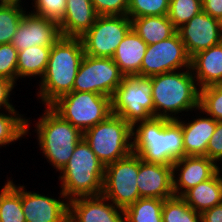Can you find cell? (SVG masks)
Instances as JSON below:
<instances>
[{"instance_id":"obj_1","label":"cell","mask_w":222,"mask_h":222,"mask_svg":"<svg viewBox=\"0 0 222 222\" xmlns=\"http://www.w3.org/2000/svg\"><path fill=\"white\" fill-rule=\"evenodd\" d=\"M85 55L81 38L60 37L51 47L46 71L37 88V99L50 106L60 97L73 91L74 80ZM41 102H40V100Z\"/></svg>"},{"instance_id":"obj_2","label":"cell","mask_w":222,"mask_h":222,"mask_svg":"<svg viewBox=\"0 0 222 222\" xmlns=\"http://www.w3.org/2000/svg\"><path fill=\"white\" fill-rule=\"evenodd\" d=\"M132 151L146 162L173 165L184 157L181 124L159 117L135 123L132 126Z\"/></svg>"},{"instance_id":"obj_3","label":"cell","mask_w":222,"mask_h":222,"mask_svg":"<svg viewBox=\"0 0 222 222\" xmlns=\"http://www.w3.org/2000/svg\"><path fill=\"white\" fill-rule=\"evenodd\" d=\"M150 79L154 117L177 120L184 115L189 117L199 108L200 88L191 68L153 75Z\"/></svg>"},{"instance_id":"obj_4","label":"cell","mask_w":222,"mask_h":222,"mask_svg":"<svg viewBox=\"0 0 222 222\" xmlns=\"http://www.w3.org/2000/svg\"><path fill=\"white\" fill-rule=\"evenodd\" d=\"M35 124L37 148L53 170L60 172L67 165L83 133L70 122L62 119L49 106H44ZM35 122V123H34Z\"/></svg>"},{"instance_id":"obj_5","label":"cell","mask_w":222,"mask_h":222,"mask_svg":"<svg viewBox=\"0 0 222 222\" xmlns=\"http://www.w3.org/2000/svg\"><path fill=\"white\" fill-rule=\"evenodd\" d=\"M105 165L82 138L67 165L60 171V190L68 199L102 194Z\"/></svg>"},{"instance_id":"obj_6","label":"cell","mask_w":222,"mask_h":222,"mask_svg":"<svg viewBox=\"0 0 222 222\" xmlns=\"http://www.w3.org/2000/svg\"><path fill=\"white\" fill-rule=\"evenodd\" d=\"M83 138L105 166L133 152L132 126L113 113L86 130Z\"/></svg>"},{"instance_id":"obj_7","label":"cell","mask_w":222,"mask_h":222,"mask_svg":"<svg viewBox=\"0 0 222 222\" xmlns=\"http://www.w3.org/2000/svg\"><path fill=\"white\" fill-rule=\"evenodd\" d=\"M49 107L82 133L112 114L111 98L93 92L72 91Z\"/></svg>"},{"instance_id":"obj_8","label":"cell","mask_w":222,"mask_h":222,"mask_svg":"<svg viewBox=\"0 0 222 222\" xmlns=\"http://www.w3.org/2000/svg\"><path fill=\"white\" fill-rule=\"evenodd\" d=\"M150 77L124 76L111 98L112 113L133 126L154 117Z\"/></svg>"},{"instance_id":"obj_9","label":"cell","mask_w":222,"mask_h":222,"mask_svg":"<svg viewBox=\"0 0 222 222\" xmlns=\"http://www.w3.org/2000/svg\"><path fill=\"white\" fill-rule=\"evenodd\" d=\"M138 173L139 155L133 152L106 165L102 195L121 209L135 203L141 198L137 187Z\"/></svg>"},{"instance_id":"obj_10","label":"cell","mask_w":222,"mask_h":222,"mask_svg":"<svg viewBox=\"0 0 222 222\" xmlns=\"http://www.w3.org/2000/svg\"><path fill=\"white\" fill-rule=\"evenodd\" d=\"M123 78L112 58L85 54L74 80L73 91L93 92L112 98Z\"/></svg>"},{"instance_id":"obj_11","label":"cell","mask_w":222,"mask_h":222,"mask_svg":"<svg viewBox=\"0 0 222 222\" xmlns=\"http://www.w3.org/2000/svg\"><path fill=\"white\" fill-rule=\"evenodd\" d=\"M131 28L132 21L127 15L97 16L92 27L80 37L85 54L112 58Z\"/></svg>"},{"instance_id":"obj_12","label":"cell","mask_w":222,"mask_h":222,"mask_svg":"<svg viewBox=\"0 0 222 222\" xmlns=\"http://www.w3.org/2000/svg\"><path fill=\"white\" fill-rule=\"evenodd\" d=\"M191 57L180 35L176 32L168 39L148 45L140 69V77L190 68Z\"/></svg>"},{"instance_id":"obj_13","label":"cell","mask_w":222,"mask_h":222,"mask_svg":"<svg viewBox=\"0 0 222 222\" xmlns=\"http://www.w3.org/2000/svg\"><path fill=\"white\" fill-rule=\"evenodd\" d=\"M22 185V209L26 222H68L69 200L61 192L59 197L39 191H29Z\"/></svg>"},{"instance_id":"obj_14","label":"cell","mask_w":222,"mask_h":222,"mask_svg":"<svg viewBox=\"0 0 222 222\" xmlns=\"http://www.w3.org/2000/svg\"><path fill=\"white\" fill-rule=\"evenodd\" d=\"M190 57L222 42V25L220 20L204 11L192 17L177 29Z\"/></svg>"},{"instance_id":"obj_15","label":"cell","mask_w":222,"mask_h":222,"mask_svg":"<svg viewBox=\"0 0 222 222\" xmlns=\"http://www.w3.org/2000/svg\"><path fill=\"white\" fill-rule=\"evenodd\" d=\"M60 37L57 22L26 11L11 44L21 51L31 46H52Z\"/></svg>"},{"instance_id":"obj_16","label":"cell","mask_w":222,"mask_h":222,"mask_svg":"<svg viewBox=\"0 0 222 222\" xmlns=\"http://www.w3.org/2000/svg\"><path fill=\"white\" fill-rule=\"evenodd\" d=\"M68 222H124V209L105 196H82L69 200Z\"/></svg>"},{"instance_id":"obj_17","label":"cell","mask_w":222,"mask_h":222,"mask_svg":"<svg viewBox=\"0 0 222 222\" xmlns=\"http://www.w3.org/2000/svg\"><path fill=\"white\" fill-rule=\"evenodd\" d=\"M172 167L174 196H182L218 172V165L207 156H184L177 159Z\"/></svg>"},{"instance_id":"obj_18","label":"cell","mask_w":222,"mask_h":222,"mask_svg":"<svg viewBox=\"0 0 222 222\" xmlns=\"http://www.w3.org/2000/svg\"><path fill=\"white\" fill-rule=\"evenodd\" d=\"M137 187L141 198L165 200L173 197L172 165L146 162L139 156Z\"/></svg>"},{"instance_id":"obj_19","label":"cell","mask_w":222,"mask_h":222,"mask_svg":"<svg viewBox=\"0 0 222 222\" xmlns=\"http://www.w3.org/2000/svg\"><path fill=\"white\" fill-rule=\"evenodd\" d=\"M194 113L195 116L193 114L186 120L177 119L183 134L184 156H206L207 145L216 129L217 121L200 108L195 109Z\"/></svg>"},{"instance_id":"obj_20","label":"cell","mask_w":222,"mask_h":222,"mask_svg":"<svg viewBox=\"0 0 222 222\" xmlns=\"http://www.w3.org/2000/svg\"><path fill=\"white\" fill-rule=\"evenodd\" d=\"M97 13L91 0H66V11L59 23L62 37H82L95 23Z\"/></svg>"},{"instance_id":"obj_21","label":"cell","mask_w":222,"mask_h":222,"mask_svg":"<svg viewBox=\"0 0 222 222\" xmlns=\"http://www.w3.org/2000/svg\"><path fill=\"white\" fill-rule=\"evenodd\" d=\"M190 68L199 88L222 84V42L192 56Z\"/></svg>"},{"instance_id":"obj_22","label":"cell","mask_w":222,"mask_h":222,"mask_svg":"<svg viewBox=\"0 0 222 222\" xmlns=\"http://www.w3.org/2000/svg\"><path fill=\"white\" fill-rule=\"evenodd\" d=\"M148 45L131 28L112 57L124 76H140L141 64Z\"/></svg>"},{"instance_id":"obj_23","label":"cell","mask_w":222,"mask_h":222,"mask_svg":"<svg viewBox=\"0 0 222 222\" xmlns=\"http://www.w3.org/2000/svg\"><path fill=\"white\" fill-rule=\"evenodd\" d=\"M181 197L199 214L222 203V179L219 173L190 188Z\"/></svg>"},{"instance_id":"obj_24","label":"cell","mask_w":222,"mask_h":222,"mask_svg":"<svg viewBox=\"0 0 222 222\" xmlns=\"http://www.w3.org/2000/svg\"><path fill=\"white\" fill-rule=\"evenodd\" d=\"M52 46H31L18 51L17 81L41 79L46 71ZM35 77V78H33Z\"/></svg>"},{"instance_id":"obj_25","label":"cell","mask_w":222,"mask_h":222,"mask_svg":"<svg viewBox=\"0 0 222 222\" xmlns=\"http://www.w3.org/2000/svg\"><path fill=\"white\" fill-rule=\"evenodd\" d=\"M131 21L133 30L147 45L168 39L177 32L167 15L139 17Z\"/></svg>"},{"instance_id":"obj_26","label":"cell","mask_w":222,"mask_h":222,"mask_svg":"<svg viewBox=\"0 0 222 222\" xmlns=\"http://www.w3.org/2000/svg\"><path fill=\"white\" fill-rule=\"evenodd\" d=\"M32 118L25 116V114H20L17 110H8L0 112V149L2 147L19 141L22 138H27L31 135L30 129ZM31 121V122H30ZM29 134V135H28Z\"/></svg>"},{"instance_id":"obj_27","label":"cell","mask_w":222,"mask_h":222,"mask_svg":"<svg viewBox=\"0 0 222 222\" xmlns=\"http://www.w3.org/2000/svg\"><path fill=\"white\" fill-rule=\"evenodd\" d=\"M164 200L139 198L124 209V222H162Z\"/></svg>"},{"instance_id":"obj_28","label":"cell","mask_w":222,"mask_h":222,"mask_svg":"<svg viewBox=\"0 0 222 222\" xmlns=\"http://www.w3.org/2000/svg\"><path fill=\"white\" fill-rule=\"evenodd\" d=\"M0 222H26L22 209V184L12 185L0 200Z\"/></svg>"},{"instance_id":"obj_29","label":"cell","mask_w":222,"mask_h":222,"mask_svg":"<svg viewBox=\"0 0 222 222\" xmlns=\"http://www.w3.org/2000/svg\"><path fill=\"white\" fill-rule=\"evenodd\" d=\"M162 222H202V216L194 211L181 196H173L164 200Z\"/></svg>"},{"instance_id":"obj_30","label":"cell","mask_w":222,"mask_h":222,"mask_svg":"<svg viewBox=\"0 0 222 222\" xmlns=\"http://www.w3.org/2000/svg\"><path fill=\"white\" fill-rule=\"evenodd\" d=\"M0 4V45L11 43L27 6Z\"/></svg>"},{"instance_id":"obj_31","label":"cell","mask_w":222,"mask_h":222,"mask_svg":"<svg viewBox=\"0 0 222 222\" xmlns=\"http://www.w3.org/2000/svg\"><path fill=\"white\" fill-rule=\"evenodd\" d=\"M202 11V0H170L167 16L176 29Z\"/></svg>"},{"instance_id":"obj_32","label":"cell","mask_w":222,"mask_h":222,"mask_svg":"<svg viewBox=\"0 0 222 222\" xmlns=\"http://www.w3.org/2000/svg\"><path fill=\"white\" fill-rule=\"evenodd\" d=\"M199 108L216 121H222V84L200 88Z\"/></svg>"},{"instance_id":"obj_33","label":"cell","mask_w":222,"mask_h":222,"mask_svg":"<svg viewBox=\"0 0 222 222\" xmlns=\"http://www.w3.org/2000/svg\"><path fill=\"white\" fill-rule=\"evenodd\" d=\"M170 0H129L127 16L133 18L145 16H164L168 14Z\"/></svg>"},{"instance_id":"obj_34","label":"cell","mask_w":222,"mask_h":222,"mask_svg":"<svg viewBox=\"0 0 222 222\" xmlns=\"http://www.w3.org/2000/svg\"><path fill=\"white\" fill-rule=\"evenodd\" d=\"M31 5L28 11L44 17L48 20H53L58 24L63 20L66 11V0H30ZM32 6V7H31ZM33 8V9H32Z\"/></svg>"},{"instance_id":"obj_35","label":"cell","mask_w":222,"mask_h":222,"mask_svg":"<svg viewBox=\"0 0 222 222\" xmlns=\"http://www.w3.org/2000/svg\"><path fill=\"white\" fill-rule=\"evenodd\" d=\"M18 50L11 43L0 45V77L17 84Z\"/></svg>"},{"instance_id":"obj_36","label":"cell","mask_w":222,"mask_h":222,"mask_svg":"<svg viewBox=\"0 0 222 222\" xmlns=\"http://www.w3.org/2000/svg\"><path fill=\"white\" fill-rule=\"evenodd\" d=\"M98 16L127 15L129 0H91Z\"/></svg>"},{"instance_id":"obj_37","label":"cell","mask_w":222,"mask_h":222,"mask_svg":"<svg viewBox=\"0 0 222 222\" xmlns=\"http://www.w3.org/2000/svg\"><path fill=\"white\" fill-rule=\"evenodd\" d=\"M206 156L217 165H222V121H217L216 129L207 145Z\"/></svg>"},{"instance_id":"obj_38","label":"cell","mask_w":222,"mask_h":222,"mask_svg":"<svg viewBox=\"0 0 222 222\" xmlns=\"http://www.w3.org/2000/svg\"><path fill=\"white\" fill-rule=\"evenodd\" d=\"M16 86L17 85L13 81L0 77V112L17 110L15 105L12 103L13 98L11 97L12 94H15L13 93L15 92L13 90L16 88Z\"/></svg>"},{"instance_id":"obj_39","label":"cell","mask_w":222,"mask_h":222,"mask_svg":"<svg viewBox=\"0 0 222 222\" xmlns=\"http://www.w3.org/2000/svg\"><path fill=\"white\" fill-rule=\"evenodd\" d=\"M202 11L221 21L222 0H202Z\"/></svg>"},{"instance_id":"obj_40","label":"cell","mask_w":222,"mask_h":222,"mask_svg":"<svg viewBox=\"0 0 222 222\" xmlns=\"http://www.w3.org/2000/svg\"><path fill=\"white\" fill-rule=\"evenodd\" d=\"M202 222H222V203L204 211Z\"/></svg>"},{"instance_id":"obj_41","label":"cell","mask_w":222,"mask_h":222,"mask_svg":"<svg viewBox=\"0 0 222 222\" xmlns=\"http://www.w3.org/2000/svg\"><path fill=\"white\" fill-rule=\"evenodd\" d=\"M26 0H0V4H7V5H18V6H21V7H25L24 3H25Z\"/></svg>"},{"instance_id":"obj_42","label":"cell","mask_w":222,"mask_h":222,"mask_svg":"<svg viewBox=\"0 0 222 222\" xmlns=\"http://www.w3.org/2000/svg\"><path fill=\"white\" fill-rule=\"evenodd\" d=\"M12 177H7V182L6 181H4L5 183H4V186H2V188L0 189V200H1V196H2V194L12 185V183H13V180H14V178L13 179H11Z\"/></svg>"},{"instance_id":"obj_43","label":"cell","mask_w":222,"mask_h":222,"mask_svg":"<svg viewBox=\"0 0 222 222\" xmlns=\"http://www.w3.org/2000/svg\"><path fill=\"white\" fill-rule=\"evenodd\" d=\"M221 168V169H220ZM218 173L222 179V166L218 165Z\"/></svg>"}]
</instances>
